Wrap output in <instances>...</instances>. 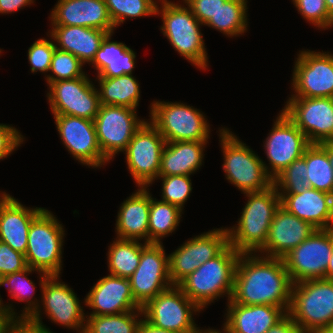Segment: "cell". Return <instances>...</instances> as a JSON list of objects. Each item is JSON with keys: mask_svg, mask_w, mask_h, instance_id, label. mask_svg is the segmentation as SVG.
Here are the masks:
<instances>
[{"mask_svg": "<svg viewBox=\"0 0 333 333\" xmlns=\"http://www.w3.org/2000/svg\"><path fill=\"white\" fill-rule=\"evenodd\" d=\"M293 283L282 258L240 254L231 299L242 305H273L288 312Z\"/></svg>", "mask_w": 333, "mask_h": 333, "instance_id": "6da1fadb", "label": "cell"}, {"mask_svg": "<svg viewBox=\"0 0 333 333\" xmlns=\"http://www.w3.org/2000/svg\"><path fill=\"white\" fill-rule=\"evenodd\" d=\"M248 198L237 225L226 228L228 243L240 254L257 253L264 247L271 222L281 206V197L272 184L269 188L245 193Z\"/></svg>", "mask_w": 333, "mask_h": 333, "instance_id": "7a4b0ae2", "label": "cell"}, {"mask_svg": "<svg viewBox=\"0 0 333 333\" xmlns=\"http://www.w3.org/2000/svg\"><path fill=\"white\" fill-rule=\"evenodd\" d=\"M240 253L228 244L217 256L206 261L177 286L201 310L225 295L229 301Z\"/></svg>", "mask_w": 333, "mask_h": 333, "instance_id": "3957f363", "label": "cell"}, {"mask_svg": "<svg viewBox=\"0 0 333 333\" xmlns=\"http://www.w3.org/2000/svg\"><path fill=\"white\" fill-rule=\"evenodd\" d=\"M156 15L161 14L163 25L160 27L163 35L171 46L187 59L188 62L201 70L208 67V54L206 51L203 34L200 30L199 20L192 14L185 3L178 4L168 0H158Z\"/></svg>", "mask_w": 333, "mask_h": 333, "instance_id": "277c9868", "label": "cell"}, {"mask_svg": "<svg viewBox=\"0 0 333 333\" xmlns=\"http://www.w3.org/2000/svg\"><path fill=\"white\" fill-rule=\"evenodd\" d=\"M287 313L301 333L333 328V280L323 278L294 283Z\"/></svg>", "mask_w": 333, "mask_h": 333, "instance_id": "5b68a950", "label": "cell"}, {"mask_svg": "<svg viewBox=\"0 0 333 333\" xmlns=\"http://www.w3.org/2000/svg\"><path fill=\"white\" fill-rule=\"evenodd\" d=\"M219 142L223 152V171L229 183L241 193L262 191L273 184L265 171L263 160L246 146L228 128L219 130Z\"/></svg>", "mask_w": 333, "mask_h": 333, "instance_id": "8992f818", "label": "cell"}, {"mask_svg": "<svg viewBox=\"0 0 333 333\" xmlns=\"http://www.w3.org/2000/svg\"><path fill=\"white\" fill-rule=\"evenodd\" d=\"M62 224L51 211L44 209L32 222L28 231L27 265L51 275L62 270V248L65 236Z\"/></svg>", "mask_w": 333, "mask_h": 333, "instance_id": "52a82bcc", "label": "cell"}, {"mask_svg": "<svg viewBox=\"0 0 333 333\" xmlns=\"http://www.w3.org/2000/svg\"><path fill=\"white\" fill-rule=\"evenodd\" d=\"M149 122L166 142L209 141L210 124L202 111L180 102L153 101Z\"/></svg>", "mask_w": 333, "mask_h": 333, "instance_id": "ba28073f", "label": "cell"}, {"mask_svg": "<svg viewBox=\"0 0 333 333\" xmlns=\"http://www.w3.org/2000/svg\"><path fill=\"white\" fill-rule=\"evenodd\" d=\"M143 318L153 326L177 333H200L193 317L201 309L177 286L173 285L148 301L142 308Z\"/></svg>", "mask_w": 333, "mask_h": 333, "instance_id": "9c48e42d", "label": "cell"}, {"mask_svg": "<svg viewBox=\"0 0 333 333\" xmlns=\"http://www.w3.org/2000/svg\"><path fill=\"white\" fill-rule=\"evenodd\" d=\"M332 250L333 228L315 229L307 239L282 258L292 283L326 279Z\"/></svg>", "mask_w": 333, "mask_h": 333, "instance_id": "30bf717a", "label": "cell"}, {"mask_svg": "<svg viewBox=\"0 0 333 333\" xmlns=\"http://www.w3.org/2000/svg\"><path fill=\"white\" fill-rule=\"evenodd\" d=\"M165 144L159 131L145 121L123 151L128 171L138 187H150L157 180Z\"/></svg>", "mask_w": 333, "mask_h": 333, "instance_id": "8fae6325", "label": "cell"}, {"mask_svg": "<svg viewBox=\"0 0 333 333\" xmlns=\"http://www.w3.org/2000/svg\"><path fill=\"white\" fill-rule=\"evenodd\" d=\"M137 109L126 106L102 105L94 124L102 154L110 161L123 152L145 119H139Z\"/></svg>", "mask_w": 333, "mask_h": 333, "instance_id": "7c38bea8", "label": "cell"}, {"mask_svg": "<svg viewBox=\"0 0 333 333\" xmlns=\"http://www.w3.org/2000/svg\"><path fill=\"white\" fill-rule=\"evenodd\" d=\"M280 112L268 137L263 142L269 165L262 162L266 173L272 180L293 161L302 157L305 150L311 145L306 135L282 110Z\"/></svg>", "mask_w": 333, "mask_h": 333, "instance_id": "4fadbf2b", "label": "cell"}, {"mask_svg": "<svg viewBox=\"0 0 333 333\" xmlns=\"http://www.w3.org/2000/svg\"><path fill=\"white\" fill-rule=\"evenodd\" d=\"M296 59L290 97H333V54L307 49L299 51Z\"/></svg>", "mask_w": 333, "mask_h": 333, "instance_id": "5bb4252c", "label": "cell"}, {"mask_svg": "<svg viewBox=\"0 0 333 333\" xmlns=\"http://www.w3.org/2000/svg\"><path fill=\"white\" fill-rule=\"evenodd\" d=\"M86 74L72 80L51 82L47 100L53 115H70L94 121L101 106L99 93Z\"/></svg>", "mask_w": 333, "mask_h": 333, "instance_id": "9a60e30c", "label": "cell"}, {"mask_svg": "<svg viewBox=\"0 0 333 333\" xmlns=\"http://www.w3.org/2000/svg\"><path fill=\"white\" fill-rule=\"evenodd\" d=\"M39 275L44 314L58 325L84 333L86 314L74 290L59 275Z\"/></svg>", "mask_w": 333, "mask_h": 333, "instance_id": "2e32d148", "label": "cell"}, {"mask_svg": "<svg viewBox=\"0 0 333 333\" xmlns=\"http://www.w3.org/2000/svg\"><path fill=\"white\" fill-rule=\"evenodd\" d=\"M282 111L311 144L333 142V97H289Z\"/></svg>", "mask_w": 333, "mask_h": 333, "instance_id": "e0dca14e", "label": "cell"}, {"mask_svg": "<svg viewBox=\"0 0 333 333\" xmlns=\"http://www.w3.org/2000/svg\"><path fill=\"white\" fill-rule=\"evenodd\" d=\"M228 244L226 227L188 239L169 254V278L172 284L178 285L206 261L217 256Z\"/></svg>", "mask_w": 333, "mask_h": 333, "instance_id": "ac0fdd59", "label": "cell"}, {"mask_svg": "<svg viewBox=\"0 0 333 333\" xmlns=\"http://www.w3.org/2000/svg\"><path fill=\"white\" fill-rule=\"evenodd\" d=\"M128 279L133 297L141 307L173 286L169 278V255L163 243H148L142 249L138 267Z\"/></svg>", "mask_w": 333, "mask_h": 333, "instance_id": "d6986e66", "label": "cell"}, {"mask_svg": "<svg viewBox=\"0 0 333 333\" xmlns=\"http://www.w3.org/2000/svg\"><path fill=\"white\" fill-rule=\"evenodd\" d=\"M54 120L63 145L74 159L92 168L110 162L99 147L94 121L70 115H54Z\"/></svg>", "mask_w": 333, "mask_h": 333, "instance_id": "ffe728a7", "label": "cell"}, {"mask_svg": "<svg viewBox=\"0 0 333 333\" xmlns=\"http://www.w3.org/2000/svg\"><path fill=\"white\" fill-rule=\"evenodd\" d=\"M89 315H111L141 309L135 301L128 278L108 274L99 279L84 298Z\"/></svg>", "mask_w": 333, "mask_h": 333, "instance_id": "44dd1931", "label": "cell"}, {"mask_svg": "<svg viewBox=\"0 0 333 333\" xmlns=\"http://www.w3.org/2000/svg\"><path fill=\"white\" fill-rule=\"evenodd\" d=\"M51 26H82L114 33L104 0H58L49 17Z\"/></svg>", "mask_w": 333, "mask_h": 333, "instance_id": "7402d4cb", "label": "cell"}, {"mask_svg": "<svg viewBox=\"0 0 333 333\" xmlns=\"http://www.w3.org/2000/svg\"><path fill=\"white\" fill-rule=\"evenodd\" d=\"M315 229L309 222L299 219L280 206L271 222L266 243L259 252L267 257L283 258Z\"/></svg>", "mask_w": 333, "mask_h": 333, "instance_id": "603a6c76", "label": "cell"}, {"mask_svg": "<svg viewBox=\"0 0 333 333\" xmlns=\"http://www.w3.org/2000/svg\"><path fill=\"white\" fill-rule=\"evenodd\" d=\"M28 208L5 191L0 193V241L25 255L31 222L44 210Z\"/></svg>", "mask_w": 333, "mask_h": 333, "instance_id": "cb8c5ba5", "label": "cell"}, {"mask_svg": "<svg viewBox=\"0 0 333 333\" xmlns=\"http://www.w3.org/2000/svg\"><path fill=\"white\" fill-rule=\"evenodd\" d=\"M223 330L226 333H266L287 312L273 305H242L228 302Z\"/></svg>", "mask_w": 333, "mask_h": 333, "instance_id": "d4e9b609", "label": "cell"}, {"mask_svg": "<svg viewBox=\"0 0 333 333\" xmlns=\"http://www.w3.org/2000/svg\"><path fill=\"white\" fill-rule=\"evenodd\" d=\"M281 206L316 229L333 228V195L306 189L301 194H279Z\"/></svg>", "mask_w": 333, "mask_h": 333, "instance_id": "484cf974", "label": "cell"}, {"mask_svg": "<svg viewBox=\"0 0 333 333\" xmlns=\"http://www.w3.org/2000/svg\"><path fill=\"white\" fill-rule=\"evenodd\" d=\"M121 204L115 224L117 238L149 243L148 225L151 194L148 187H138Z\"/></svg>", "mask_w": 333, "mask_h": 333, "instance_id": "4316f807", "label": "cell"}, {"mask_svg": "<svg viewBox=\"0 0 333 333\" xmlns=\"http://www.w3.org/2000/svg\"><path fill=\"white\" fill-rule=\"evenodd\" d=\"M108 34L101 29L82 26H52L47 32V36L56 41L57 49L75 55L84 65H90Z\"/></svg>", "mask_w": 333, "mask_h": 333, "instance_id": "83f0119b", "label": "cell"}, {"mask_svg": "<svg viewBox=\"0 0 333 333\" xmlns=\"http://www.w3.org/2000/svg\"><path fill=\"white\" fill-rule=\"evenodd\" d=\"M208 141L166 142L158 176L187 175L196 173L202 166Z\"/></svg>", "mask_w": 333, "mask_h": 333, "instance_id": "f1b7e54d", "label": "cell"}, {"mask_svg": "<svg viewBox=\"0 0 333 333\" xmlns=\"http://www.w3.org/2000/svg\"><path fill=\"white\" fill-rule=\"evenodd\" d=\"M114 33H109L90 63L97 71V77H118L132 74L135 68L136 53L125 43L111 41Z\"/></svg>", "mask_w": 333, "mask_h": 333, "instance_id": "f546056e", "label": "cell"}, {"mask_svg": "<svg viewBox=\"0 0 333 333\" xmlns=\"http://www.w3.org/2000/svg\"><path fill=\"white\" fill-rule=\"evenodd\" d=\"M102 105L126 106L136 109L140 101V85L132 74L118 77H96Z\"/></svg>", "mask_w": 333, "mask_h": 333, "instance_id": "4dcf8cb0", "label": "cell"}, {"mask_svg": "<svg viewBox=\"0 0 333 333\" xmlns=\"http://www.w3.org/2000/svg\"><path fill=\"white\" fill-rule=\"evenodd\" d=\"M34 271H36V273H44L28 266L22 271L5 275L3 277L2 286L8 287L7 289L12 299H15L16 301L18 300L19 302H26V305L19 317H29L32 321L43 325L41 317L42 306L39 305L40 303L37 299H33V294L36 292V285L34 281L27 277Z\"/></svg>", "mask_w": 333, "mask_h": 333, "instance_id": "1f68e13d", "label": "cell"}, {"mask_svg": "<svg viewBox=\"0 0 333 333\" xmlns=\"http://www.w3.org/2000/svg\"><path fill=\"white\" fill-rule=\"evenodd\" d=\"M108 246L107 263L111 275L129 278L138 267L141 251L148 243L115 238Z\"/></svg>", "mask_w": 333, "mask_h": 333, "instance_id": "d6a6232c", "label": "cell"}, {"mask_svg": "<svg viewBox=\"0 0 333 333\" xmlns=\"http://www.w3.org/2000/svg\"><path fill=\"white\" fill-rule=\"evenodd\" d=\"M247 0H227L205 24L228 37H237L247 31Z\"/></svg>", "mask_w": 333, "mask_h": 333, "instance_id": "836d02e7", "label": "cell"}, {"mask_svg": "<svg viewBox=\"0 0 333 333\" xmlns=\"http://www.w3.org/2000/svg\"><path fill=\"white\" fill-rule=\"evenodd\" d=\"M183 210L176 205L157 200L151 195L149 211V243H162V238L176 231Z\"/></svg>", "mask_w": 333, "mask_h": 333, "instance_id": "e575fe53", "label": "cell"}, {"mask_svg": "<svg viewBox=\"0 0 333 333\" xmlns=\"http://www.w3.org/2000/svg\"><path fill=\"white\" fill-rule=\"evenodd\" d=\"M142 309L111 315H86L84 333H137Z\"/></svg>", "mask_w": 333, "mask_h": 333, "instance_id": "d590c367", "label": "cell"}, {"mask_svg": "<svg viewBox=\"0 0 333 333\" xmlns=\"http://www.w3.org/2000/svg\"><path fill=\"white\" fill-rule=\"evenodd\" d=\"M307 179L313 189L333 195V166L327 152L319 144H311L303 153Z\"/></svg>", "mask_w": 333, "mask_h": 333, "instance_id": "8d00e7d4", "label": "cell"}, {"mask_svg": "<svg viewBox=\"0 0 333 333\" xmlns=\"http://www.w3.org/2000/svg\"><path fill=\"white\" fill-rule=\"evenodd\" d=\"M110 18L117 28L125 19L156 15L157 0H104Z\"/></svg>", "mask_w": 333, "mask_h": 333, "instance_id": "74e56055", "label": "cell"}, {"mask_svg": "<svg viewBox=\"0 0 333 333\" xmlns=\"http://www.w3.org/2000/svg\"><path fill=\"white\" fill-rule=\"evenodd\" d=\"M306 160L302 156L286 167L274 180L279 194H301L311 188L307 179Z\"/></svg>", "mask_w": 333, "mask_h": 333, "instance_id": "f35d334b", "label": "cell"}, {"mask_svg": "<svg viewBox=\"0 0 333 333\" xmlns=\"http://www.w3.org/2000/svg\"><path fill=\"white\" fill-rule=\"evenodd\" d=\"M84 64L73 54L55 48L49 72L45 75L47 86L59 80H72L86 75Z\"/></svg>", "mask_w": 333, "mask_h": 333, "instance_id": "ab89813d", "label": "cell"}, {"mask_svg": "<svg viewBox=\"0 0 333 333\" xmlns=\"http://www.w3.org/2000/svg\"><path fill=\"white\" fill-rule=\"evenodd\" d=\"M162 182V201L178 206L183 210L192 192V182L187 175L158 176Z\"/></svg>", "mask_w": 333, "mask_h": 333, "instance_id": "60d3db41", "label": "cell"}, {"mask_svg": "<svg viewBox=\"0 0 333 333\" xmlns=\"http://www.w3.org/2000/svg\"><path fill=\"white\" fill-rule=\"evenodd\" d=\"M304 20L318 29L333 27V17L329 14L324 0H292Z\"/></svg>", "mask_w": 333, "mask_h": 333, "instance_id": "b9f144b4", "label": "cell"}, {"mask_svg": "<svg viewBox=\"0 0 333 333\" xmlns=\"http://www.w3.org/2000/svg\"><path fill=\"white\" fill-rule=\"evenodd\" d=\"M40 38L28 48V61L31 65V72H49L52 55L56 48L55 41ZM52 40V41H51Z\"/></svg>", "mask_w": 333, "mask_h": 333, "instance_id": "7bdbcfd3", "label": "cell"}, {"mask_svg": "<svg viewBox=\"0 0 333 333\" xmlns=\"http://www.w3.org/2000/svg\"><path fill=\"white\" fill-rule=\"evenodd\" d=\"M27 267L24 254L13 250L8 244L0 241V273L3 277L22 271Z\"/></svg>", "mask_w": 333, "mask_h": 333, "instance_id": "ee69618b", "label": "cell"}, {"mask_svg": "<svg viewBox=\"0 0 333 333\" xmlns=\"http://www.w3.org/2000/svg\"><path fill=\"white\" fill-rule=\"evenodd\" d=\"M24 141L23 135L13 126L0 123V160L16 151Z\"/></svg>", "mask_w": 333, "mask_h": 333, "instance_id": "f6af8a7d", "label": "cell"}, {"mask_svg": "<svg viewBox=\"0 0 333 333\" xmlns=\"http://www.w3.org/2000/svg\"><path fill=\"white\" fill-rule=\"evenodd\" d=\"M201 24H205L216 14L221 3L227 0H182Z\"/></svg>", "mask_w": 333, "mask_h": 333, "instance_id": "bcb514c9", "label": "cell"}, {"mask_svg": "<svg viewBox=\"0 0 333 333\" xmlns=\"http://www.w3.org/2000/svg\"><path fill=\"white\" fill-rule=\"evenodd\" d=\"M10 333H54L44 324H38L29 317H18L12 324Z\"/></svg>", "mask_w": 333, "mask_h": 333, "instance_id": "7dc6e473", "label": "cell"}, {"mask_svg": "<svg viewBox=\"0 0 333 333\" xmlns=\"http://www.w3.org/2000/svg\"><path fill=\"white\" fill-rule=\"evenodd\" d=\"M266 333H301L298 325L287 313L278 323L271 327Z\"/></svg>", "mask_w": 333, "mask_h": 333, "instance_id": "c3c4849f", "label": "cell"}, {"mask_svg": "<svg viewBox=\"0 0 333 333\" xmlns=\"http://www.w3.org/2000/svg\"><path fill=\"white\" fill-rule=\"evenodd\" d=\"M33 3L34 0H0V14H11Z\"/></svg>", "mask_w": 333, "mask_h": 333, "instance_id": "681fc988", "label": "cell"}, {"mask_svg": "<svg viewBox=\"0 0 333 333\" xmlns=\"http://www.w3.org/2000/svg\"><path fill=\"white\" fill-rule=\"evenodd\" d=\"M18 316L9 312L8 310L0 309V333H10L12 324L16 321Z\"/></svg>", "mask_w": 333, "mask_h": 333, "instance_id": "f907efd6", "label": "cell"}, {"mask_svg": "<svg viewBox=\"0 0 333 333\" xmlns=\"http://www.w3.org/2000/svg\"><path fill=\"white\" fill-rule=\"evenodd\" d=\"M137 333H177V332L155 327L147 320L142 318L138 326Z\"/></svg>", "mask_w": 333, "mask_h": 333, "instance_id": "816d5d0a", "label": "cell"}, {"mask_svg": "<svg viewBox=\"0 0 333 333\" xmlns=\"http://www.w3.org/2000/svg\"><path fill=\"white\" fill-rule=\"evenodd\" d=\"M319 145L327 152L329 162L333 166V142L319 143Z\"/></svg>", "mask_w": 333, "mask_h": 333, "instance_id": "f5cc1de1", "label": "cell"}, {"mask_svg": "<svg viewBox=\"0 0 333 333\" xmlns=\"http://www.w3.org/2000/svg\"><path fill=\"white\" fill-rule=\"evenodd\" d=\"M2 282H3V276L0 273V287L2 286ZM0 304H1L2 308L8 310L9 312H11L13 314L18 315V317H19V314L14 311V309H13L14 307L12 306V304H10V303L8 305L7 304H5V305L3 304V300L1 299V296H0Z\"/></svg>", "mask_w": 333, "mask_h": 333, "instance_id": "db71d44e", "label": "cell"}, {"mask_svg": "<svg viewBox=\"0 0 333 333\" xmlns=\"http://www.w3.org/2000/svg\"><path fill=\"white\" fill-rule=\"evenodd\" d=\"M326 279L333 280V250L326 270Z\"/></svg>", "mask_w": 333, "mask_h": 333, "instance_id": "11a10c76", "label": "cell"}, {"mask_svg": "<svg viewBox=\"0 0 333 333\" xmlns=\"http://www.w3.org/2000/svg\"><path fill=\"white\" fill-rule=\"evenodd\" d=\"M304 333H333V328L315 329Z\"/></svg>", "mask_w": 333, "mask_h": 333, "instance_id": "9f6ffc18", "label": "cell"}, {"mask_svg": "<svg viewBox=\"0 0 333 333\" xmlns=\"http://www.w3.org/2000/svg\"><path fill=\"white\" fill-rule=\"evenodd\" d=\"M329 14L333 17V0H324Z\"/></svg>", "mask_w": 333, "mask_h": 333, "instance_id": "6f0895ef", "label": "cell"}, {"mask_svg": "<svg viewBox=\"0 0 333 333\" xmlns=\"http://www.w3.org/2000/svg\"><path fill=\"white\" fill-rule=\"evenodd\" d=\"M200 333H226L223 329L222 331L221 330H217V329H212V328H208V329H202L201 328V331Z\"/></svg>", "mask_w": 333, "mask_h": 333, "instance_id": "680465c9", "label": "cell"}]
</instances>
